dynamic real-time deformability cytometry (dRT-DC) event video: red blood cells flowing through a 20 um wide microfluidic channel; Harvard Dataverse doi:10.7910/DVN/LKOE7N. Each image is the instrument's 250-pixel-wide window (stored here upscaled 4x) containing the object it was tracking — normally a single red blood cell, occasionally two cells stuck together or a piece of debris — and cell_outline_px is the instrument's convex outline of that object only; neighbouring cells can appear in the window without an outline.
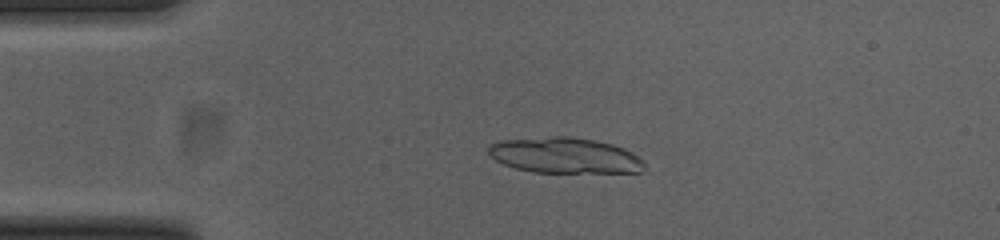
{"species": "common noctule bat (a hibernating species)", "species_latin": "Nyctalus noctula", "temperature_condition": "cold", "stored_images_in_passage": 33, "camera_frame_rate_fps": 3000, "um_per_image_px": 0.085, "animal": {"sex": "female", "body_mass_g": 23.0, "forearm_length_mm": 53.4}, "frame": {"image": 1, "passage_image": 10, "time_ms": 3.0, "image_size_px": [1000, 240], "cell_outline_px": [[644, 168], [640, 172], [532, 172], [516, 168], [504, 164], [496, 160], [488, 152], [488, 148], [492, 144], [500, 140], [552, 136], [568, 136], [596, 140], [612, 144], [624, 148], [632, 152], [644, 160]], "centroid_in_image_um": [48.03, 13.2], "position_along_channel_um": 37.0, "area_um2": 32.37}}